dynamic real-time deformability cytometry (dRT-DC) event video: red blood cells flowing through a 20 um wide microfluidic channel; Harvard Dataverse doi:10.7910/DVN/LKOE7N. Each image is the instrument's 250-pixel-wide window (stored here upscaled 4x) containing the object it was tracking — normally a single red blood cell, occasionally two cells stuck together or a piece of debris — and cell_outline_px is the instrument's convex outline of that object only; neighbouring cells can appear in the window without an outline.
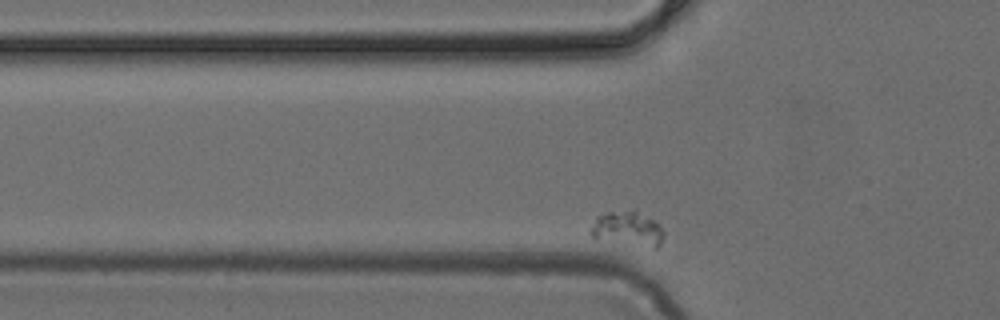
{"species": "common noctule bat (a hibernating species)", "species_latin": "Nyctalus noctula", "temperature_condition": "cold", "stored_images_in_passage": 30, "camera_frame_rate_fps": 3000, "um_per_image_px": 0.085, "animal": {"sex": "female", "body_mass_g": 24.6, "forearm_length_mm": 56.2}, "frame": {"image": 1, "passage_image": 4, "time_ms": 1.0, "image_size_px": [1000, 320], "cell_outline_px": [[664, 236], [660, 244], [656, 248], [652, 248], [596, 240], [588, 232], [596, 220], [600, 216], [608, 212], [636, 212], [656, 220], [664, 232]], "centroid_in_image_um": [53.36, 19.51], "position_along_channel_um": 72.4, "area_um2": 14.68}}
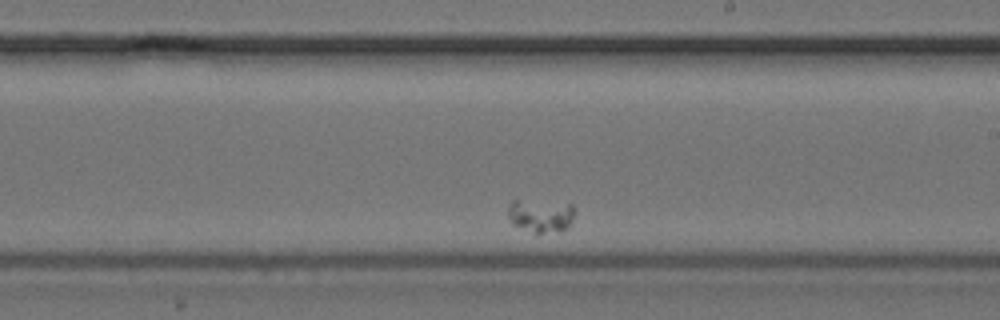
{"frame": {"image": 2, "passage_image": 19, "time_ms": 6.0, "image_size_px": [1000, 320], "cell_outline_px": [[576, 212], [568, 228], [560, 232], [536, 232], [512, 224], [508, 216], [508, 208], [512, 200], [516, 196], [572, 204]], "centroid_in_image_um": [45.96, 18.24], "position_along_channel_um": 243.0, "area_um2": 13.58}}
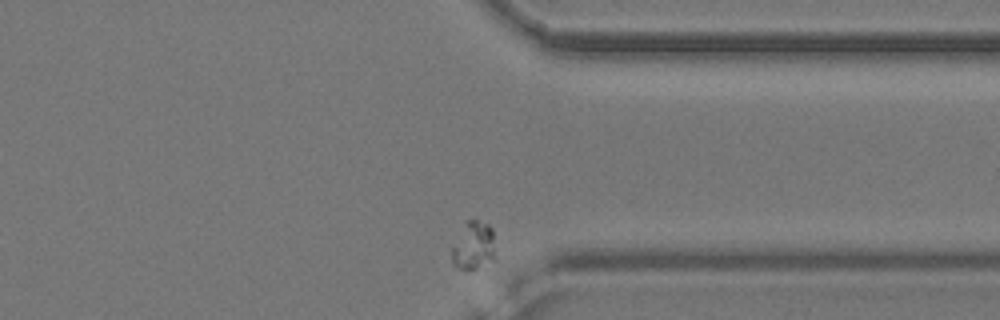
{"frame": {"image": 3, "passage_image": 30, "time_ms": 9.667, "image_size_px": [1000, 320], "cell_outline_px": [[492, 260], [476, 268], [464, 272], [456, 268], [452, 264], [452, 248], [468, 220], [476, 220], [488, 224], [492, 228]], "centroid_in_image_um": [40.2, 20.94], "position_along_channel_um": 371.2, "area_um2": 11.68}}